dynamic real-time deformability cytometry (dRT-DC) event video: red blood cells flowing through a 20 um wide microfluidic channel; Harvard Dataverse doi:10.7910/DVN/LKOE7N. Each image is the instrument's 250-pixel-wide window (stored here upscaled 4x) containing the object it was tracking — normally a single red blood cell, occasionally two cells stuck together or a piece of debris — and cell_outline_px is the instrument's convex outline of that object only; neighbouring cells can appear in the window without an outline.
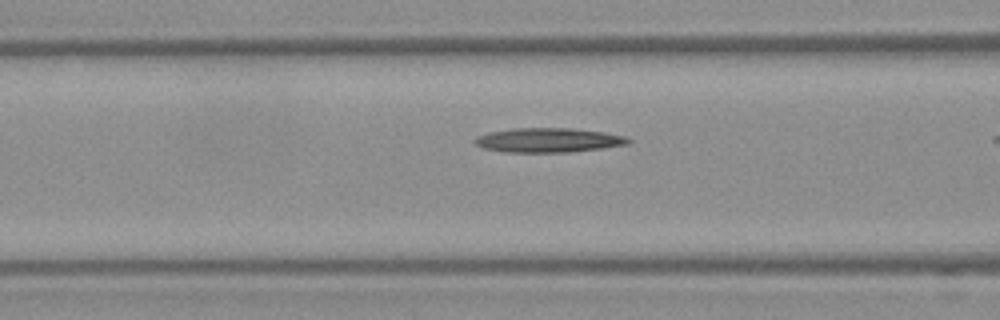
{"species": "Egyptian fruit bat (a non-hibernating species)", "species_latin": "Rousettus aegyptiacus", "temperature_condition": "warm", "stored_images_in_passage": 8, "camera_frame_rate_fps": 3000, "um_per_image_px": 0.085, "frame": {"image": 1, "passage_image": 6, "time_ms": 1.667, "image_size_px": [1000, 320], "cell_outline_px": [[632, 140], [628, 144], [600, 148], [568, 152], [504, 152], [484, 148], [476, 144], [472, 140], [476, 136], [488, 132], [512, 128], [568, 128], [604, 132], [624, 136]], "centroid_in_image_um": [46.56, 11.91], "position_along_channel_um": 120.0, "area_um2": 21.73}}